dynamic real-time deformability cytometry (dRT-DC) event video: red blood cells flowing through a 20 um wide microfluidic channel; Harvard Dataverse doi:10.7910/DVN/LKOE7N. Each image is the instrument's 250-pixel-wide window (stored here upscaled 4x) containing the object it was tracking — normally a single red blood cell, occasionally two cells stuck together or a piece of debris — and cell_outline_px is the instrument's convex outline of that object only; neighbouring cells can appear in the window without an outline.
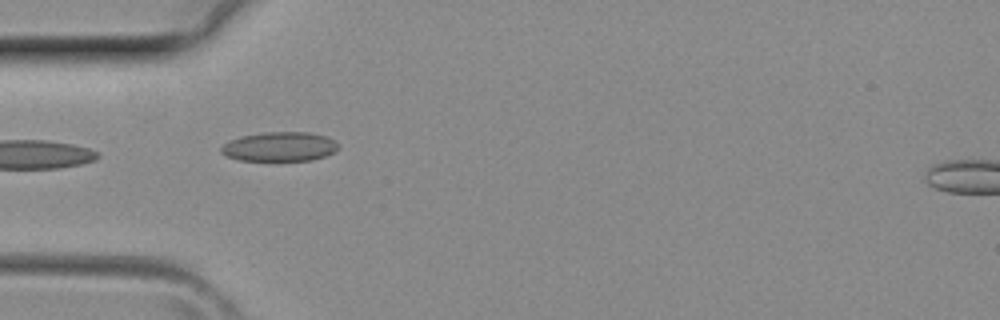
{"species": "common noctule bat (a hibernating species)", "species_latin": "Nyctalus noctula", "temperature_condition": "room temperature", "stored_images_in_passage": 11, "camera_frame_rate_fps": 3000, "um_per_image_px": 0.085, "animal": {"sex": "female", "body_mass_g": 29.2, "forearm_length_mm": 56.3}, "frame": {"image": 1, "passage_image": 1, "time_ms": 0.0, "image_size_px": [1000, 320], "cell_outline_px": [[336, 148], [332, 152], [324, 156], [312, 160], [240, 160], [228, 156], [220, 152], [220, 148], [228, 140], [240, 136], [264, 132], [308, 132], [328, 136], [336, 144]], "centroid_in_image_um": [23.71, 12.45], "position_along_channel_um": 61.3, "area_um2": 19.83}}